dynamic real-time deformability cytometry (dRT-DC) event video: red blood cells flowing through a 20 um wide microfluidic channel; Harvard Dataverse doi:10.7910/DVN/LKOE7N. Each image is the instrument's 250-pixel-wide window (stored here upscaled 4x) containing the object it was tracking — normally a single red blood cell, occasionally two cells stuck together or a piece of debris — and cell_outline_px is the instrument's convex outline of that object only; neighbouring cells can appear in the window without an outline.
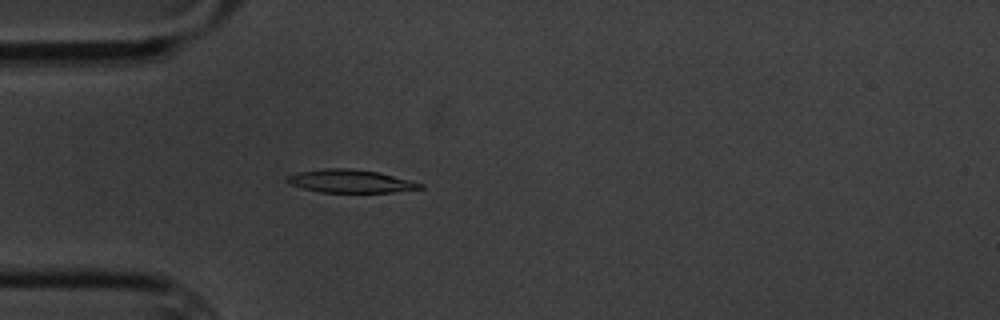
{"species": "common noctule bat (a hibernating species)", "species_latin": "Nyctalus noctula", "temperature_condition": "cold", "stored_images_in_passage": 4, "camera_frame_rate_fps": 3000, "um_per_image_px": 0.085, "animal": {"sex": "male", "body_mass_g": 20.1, "forearm_length_mm": 53.5}, "frame": {"image": 1, "passage_image": 4, "time_ms": 3.667, "image_size_px": [1000, 320], "cell_outline_px": [[424, 188], [392, 192], [320, 192], [288, 184], [284, 180], [288, 176], [300, 172], [324, 168], [348, 168], [380, 172], [412, 180], [424, 184]], "centroid_in_image_um": [29.82, 15.39], "position_along_channel_um": 55.2, "area_um2": 17.92}}